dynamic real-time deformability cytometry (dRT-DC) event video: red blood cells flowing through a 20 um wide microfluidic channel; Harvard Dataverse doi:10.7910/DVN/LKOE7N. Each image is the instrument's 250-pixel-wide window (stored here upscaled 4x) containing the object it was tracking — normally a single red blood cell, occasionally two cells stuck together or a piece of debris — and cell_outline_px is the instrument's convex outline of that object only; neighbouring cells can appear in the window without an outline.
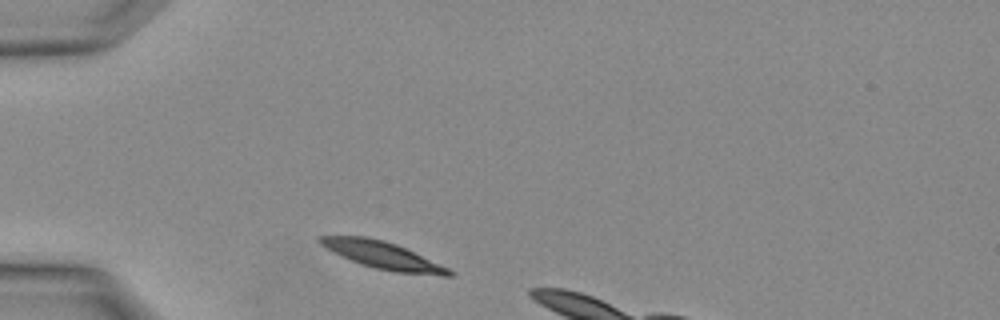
{"species": "Egyptian fruit bat (a non-hibernating species)", "species_latin": "Rousettus aegyptiacus", "temperature_condition": "warm", "stored_images_in_passage": 2, "camera_frame_rate_fps": 3000, "um_per_image_px": 0.085, "animal": {"sex": "female"}, "frame": {"image": 1, "passage_image": 1, "time_ms": 0.0, "image_size_px": [1000, 320], "cell_outline_px": [[456, 272], [452, 276], [440, 276], [392, 272], [360, 264], [320, 244], [316, 240], [316, 236], [368, 236], [384, 240], [396, 244], [448, 268]], "centroid_in_image_um": [32.57, 21.7], "position_along_channel_um": 52.4, "area_um2": 20.29}}